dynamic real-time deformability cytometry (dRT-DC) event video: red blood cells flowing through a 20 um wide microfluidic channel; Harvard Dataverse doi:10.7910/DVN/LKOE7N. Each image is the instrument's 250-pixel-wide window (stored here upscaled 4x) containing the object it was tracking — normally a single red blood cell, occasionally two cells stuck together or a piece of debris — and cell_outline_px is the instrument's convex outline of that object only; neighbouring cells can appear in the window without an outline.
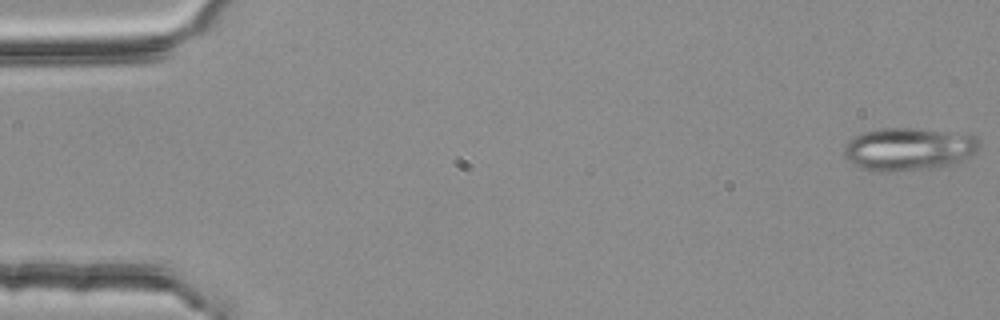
{"species": "common noctule bat (a hibernating species)", "species_latin": "Nyctalus noctula", "temperature_condition": "room temperature", "stored_images_in_passage": 4, "camera_frame_rate_fps": 3000, "um_per_image_px": 0.085, "animal": {"sex": "female", "body_mass_g": 25.1}, "frame": {"image": 1, "passage_image": 4, "time_ms": 1.0, "image_size_px": [1000, 320], "cell_outline_px": [[980, 144], [968, 156], [948, 168], [880, 172], [876, 172], [860, 168], [848, 160], [844, 156], [844, 144], [848, 140], [860, 132], [884, 128], [916, 128], [968, 132], [976, 136]], "centroid_in_image_um": [77.24, 12.67], "position_along_channel_um": 7.8, "area_um2": 34.68}}